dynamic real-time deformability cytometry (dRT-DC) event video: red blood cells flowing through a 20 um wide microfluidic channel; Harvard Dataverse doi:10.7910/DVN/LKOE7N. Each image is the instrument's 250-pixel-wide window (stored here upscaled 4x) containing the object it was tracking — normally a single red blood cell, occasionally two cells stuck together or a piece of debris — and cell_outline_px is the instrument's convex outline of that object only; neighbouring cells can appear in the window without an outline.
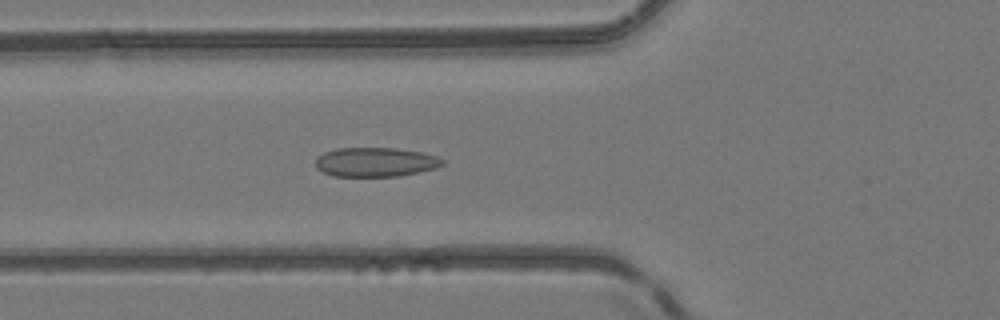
{"species": "common noctule bat (a hibernating species)", "species_latin": "Nyctalus noctula", "temperature_condition": "room temperature", "stored_images_in_passage": 28, "camera_frame_rate_fps": 3000, "um_per_image_px": 0.085, "animal": {"sex": "female", "body_mass_g": 24.6, "forearm_length_mm": 56.2}, "frame": {"image": 1, "passage_image": 16, "time_ms": 5.0, "image_size_px": [1000, 320], "cell_outline_px": [[444, 164], [436, 168], [396, 176], [332, 176], [320, 172], [316, 168], [316, 156], [324, 152], [336, 148], [396, 148], [424, 152], [440, 156], [444, 160]], "centroid_in_image_um": [31.9, 13.77], "position_along_channel_um": 93.9, "area_um2": 21.91}}
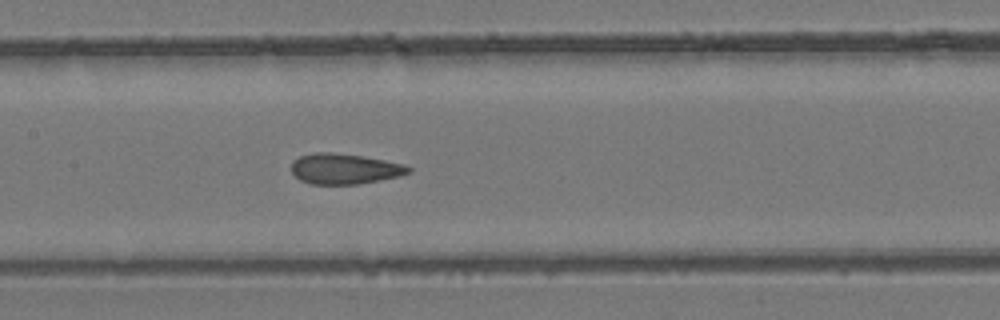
{"frame": {"image": 2, "passage_image": 22, "time_ms": 7.0, "image_size_px": [1000, 320], "cell_outline_px": [[412, 172], [400, 176], [380, 180], [356, 184], [312, 184], [300, 180], [292, 172], [292, 160], [300, 156], [312, 152], [332, 152], [360, 156], [384, 160], [404, 164], [412, 168]], "centroid_in_image_um": [29.29, 14.34], "position_along_channel_um": 178.1, "area_um2": 20.81}}
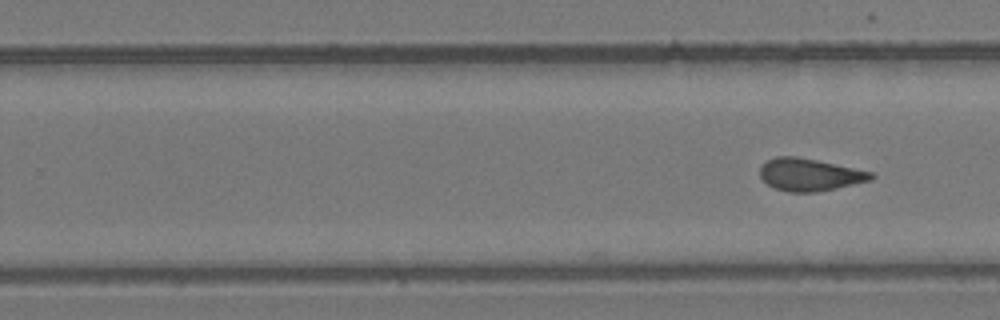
{"frame": {"image": 3, "passage_image": 28, "time_ms": 9.0, "image_size_px": [1000, 320], "cell_outline_px": [[876, 176], [872, 180], [836, 188], [816, 192], [788, 192], [772, 188], [760, 176], [760, 164], [776, 156], [796, 156], [816, 160], [872, 172]], "centroid_in_image_um": [68.79, 14.85], "position_along_channel_um": 261.0, "area_um2": 20.98}}